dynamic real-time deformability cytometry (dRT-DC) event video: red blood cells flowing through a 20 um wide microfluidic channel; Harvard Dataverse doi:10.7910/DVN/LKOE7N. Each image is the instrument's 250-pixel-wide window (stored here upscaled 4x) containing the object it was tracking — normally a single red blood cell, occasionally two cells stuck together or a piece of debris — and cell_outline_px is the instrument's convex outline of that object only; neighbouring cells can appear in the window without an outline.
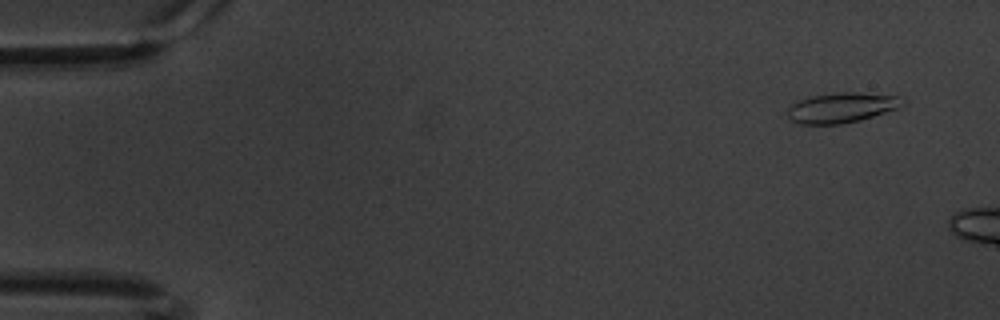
{"species": "common noctule bat (a hibernating species)", "species_latin": "Nyctalus noctula", "temperature_condition": "warm", "stored_images_in_passage": 10, "camera_frame_rate_fps": 3000, "um_per_image_px": 0.085, "animal": {"sex": "male", "body_mass_g": 20.1, "forearm_length_mm": 53.5}, "frame": {"image": 1, "passage_image": 4, "time_ms": 1.0, "image_size_px": [1000, 320], "cell_outline_px": [[908, 100], [900, 108], [860, 120], [840, 124], [800, 124], [788, 120], [788, 108], [796, 100], [812, 96], [840, 92], [852, 92], [900, 96]], "centroid_in_image_um": [71.56, 9.15], "position_along_channel_um": 13.4, "area_um2": 20.4}}